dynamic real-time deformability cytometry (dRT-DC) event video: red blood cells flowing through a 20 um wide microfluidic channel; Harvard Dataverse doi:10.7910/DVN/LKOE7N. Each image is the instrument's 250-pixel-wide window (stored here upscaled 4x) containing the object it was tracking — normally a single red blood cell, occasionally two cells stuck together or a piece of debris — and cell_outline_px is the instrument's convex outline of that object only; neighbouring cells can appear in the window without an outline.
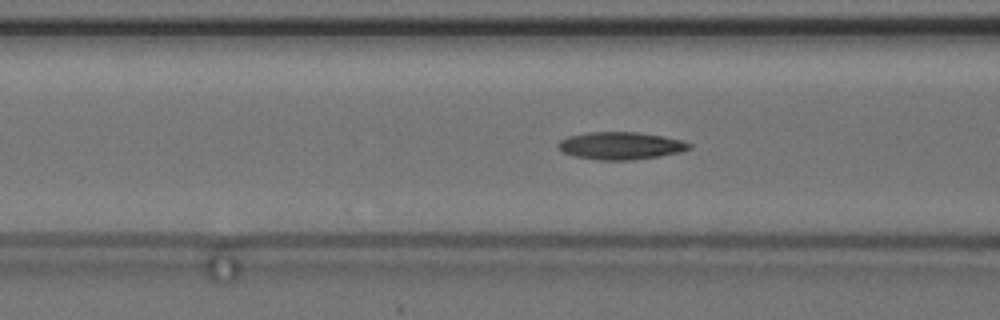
{"species": "common noctule bat (a hibernating species)", "species_latin": "Nyctalus noctula", "temperature_condition": "cold", "stored_images_in_passage": 40, "camera_frame_rate_fps": 3000, "um_per_image_px": 0.085, "animal": {"sex": "female", "body_mass_g": 24.6, "forearm_length_mm": 56.2}, "frame": {"image": 1, "passage_image": 6, "time_ms": 1.667, "image_size_px": [1000, 320], "cell_outline_px": [[692, 148], [680, 152], [660, 156], [632, 160], [600, 160], [576, 156], [564, 152], [556, 144], [560, 140], [568, 136], [588, 132], [636, 132], [664, 136], [680, 140], [692, 144]], "centroid_in_image_um": [52.78, 12.38], "position_along_channel_um": 113.8, "area_um2": 20.92}}
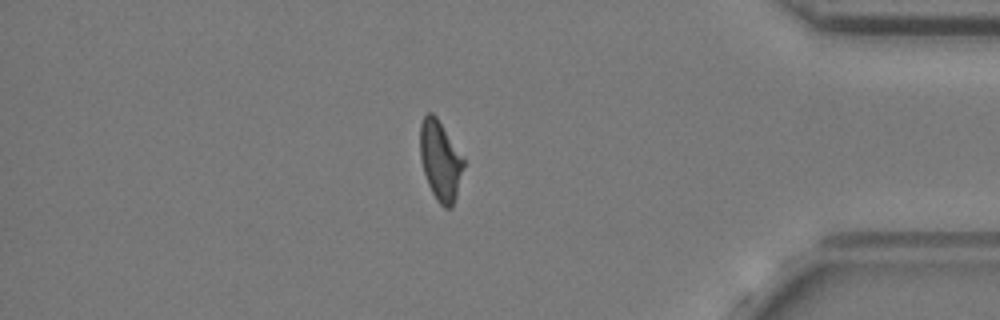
{"frame": {"image": 2, "passage_image": 32, "time_ms": 10.333, "image_size_px": [1000, 320], "cell_outline_px": [[464, 164], [456, 196], [452, 208], [444, 208], [436, 200], [428, 184], [424, 172], [420, 156], [420, 124], [424, 116], [428, 112], [432, 112], [436, 116], [464, 156]], "centroid_in_image_um": [37.43, 13.64], "position_along_channel_um": 397.8, "area_um2": 20.23}}
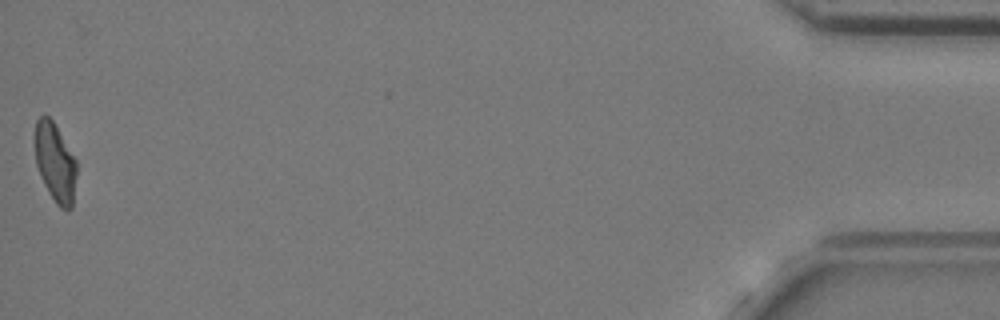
{"frame": {"image": 3, "passage_image": 40, "time_ms": 13.0, "image_size_px": [1000, 320], "cell_outline_px": [[76, 176], [72, 208], [68, 212], [60, 208], [56, 204], [48, 192], [40, 176], [36, 164], [32, 140], [36, 120], [44, 112], [52, 120], [76, 160]], "centroid_in_image_um": [4.64, 13.8], "position_along_channel_um": 430.6, "area_um2": 19.65}, "authors_computed_cell_mechanics": {"area_um2": 20.3745, "velocity_mm_per_s": 3.6443, "shape_relaxation_time_tau1_ms": 8.2712, "shape_relaxation_time_tau2_ms": 5.7743, "deformation_change_tau1": 0.1619, "deformation_change_tau2": 0.1497}}